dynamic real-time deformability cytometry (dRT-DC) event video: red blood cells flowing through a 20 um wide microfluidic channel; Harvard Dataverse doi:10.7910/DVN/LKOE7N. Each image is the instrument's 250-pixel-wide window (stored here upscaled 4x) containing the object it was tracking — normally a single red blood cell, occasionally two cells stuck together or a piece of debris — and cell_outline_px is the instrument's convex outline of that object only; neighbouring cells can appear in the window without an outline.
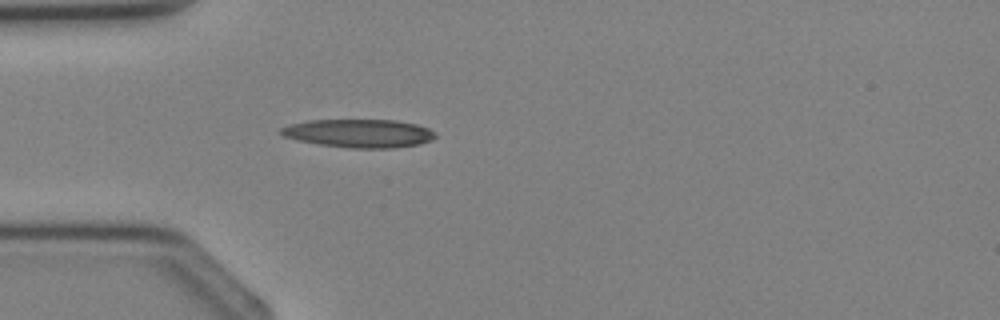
{"species": "Egyptian fruit bat (a non-hibernating species)", "species_latin": "Rousettus aegyptiacus", "temperature_condition": "cold", "stored_images_in_passage": 2, "camera_frame_rate_fps": 3000, "um_per_image_px": 0.085, "animal": {"sex": "female"}, "frame": {"image": 1, "passage_image": 2, "time_ms": 1.333, "image_size_px": [1000, 320], "cell_outline_px": [[436, 136], [432, 140], [420, 144], [396, 148], [352, 148], [320, 144], [300, 140], [284, 136], [276, 132], [280, 128], [292, 124], [308, 120], [396, 120], [416, 124], [428, 128], [436, 132]], "centroid_in_image_um": [30.56, 11.33], "position_along_channel_um": 54.4, "area_um2": 25.49}}